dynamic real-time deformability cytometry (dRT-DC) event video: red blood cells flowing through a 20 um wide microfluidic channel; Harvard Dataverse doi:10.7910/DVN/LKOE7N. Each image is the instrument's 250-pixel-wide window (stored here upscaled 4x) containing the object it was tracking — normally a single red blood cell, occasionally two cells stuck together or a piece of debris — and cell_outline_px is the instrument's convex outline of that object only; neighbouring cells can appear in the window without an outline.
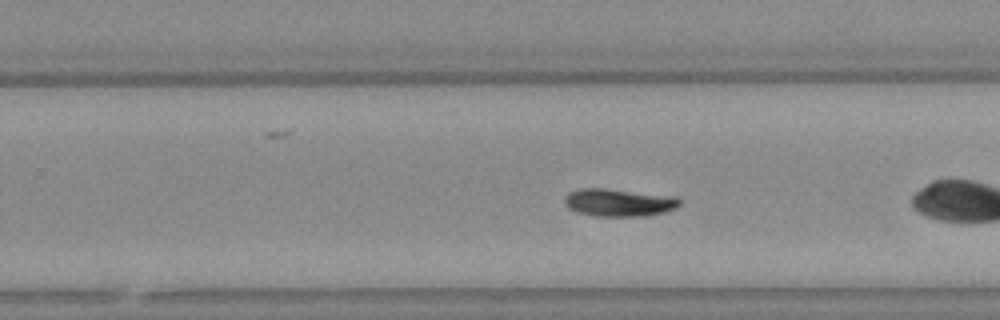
{"species": "Egyptian fruit bat (a non-hibernating species)", "species_latin": "Rousettus aegyptiacus", "temperature_condition": "warm", "stored_images_in_passage": 38, "camera_frame_rate_fps": 3000, "um_per_image_px": 0.085, "animal": {"sex": "female"}, "frame": {"image": 1, "passage_image": 17, "time_ms": 5.333, "image_size_px": [1000, 320], "cell_outline_px": [[680, 204], [676, 208], [664, 212], [644, 216], [596, 216], [576, 212], [568, 208], [564, 204], [564, 196], [568, 192], [580, 188], [604, 188], [676, 196], [680, 200]], "centroid_in_image_um": [52.57, 17.21], "position_along_channel_um": 277.2, "area_um2": 18.73}}
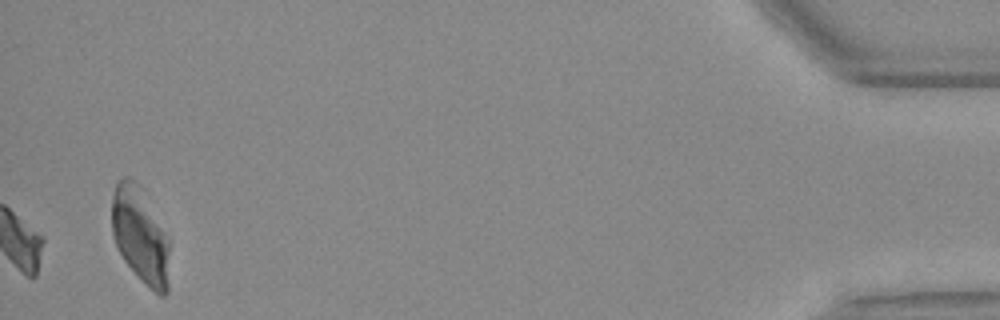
{"frame": {"image": 2, "passage_image": 38, "time_ms": 12.333, "image_size_px": [1000, 320], "cell_outline_px": [[168, 292], [164, 296], [160, 296], [144, 284], [124, 260], [112, 236], [112, 196], [116, 184], [124, 176], [128, 176], [136, 180], [144, 188], [168, 240]], "centroid_in_image_um": [11.91, 19.97], "position_along_channel_um": 423.3, "area_um2": 32.37}}